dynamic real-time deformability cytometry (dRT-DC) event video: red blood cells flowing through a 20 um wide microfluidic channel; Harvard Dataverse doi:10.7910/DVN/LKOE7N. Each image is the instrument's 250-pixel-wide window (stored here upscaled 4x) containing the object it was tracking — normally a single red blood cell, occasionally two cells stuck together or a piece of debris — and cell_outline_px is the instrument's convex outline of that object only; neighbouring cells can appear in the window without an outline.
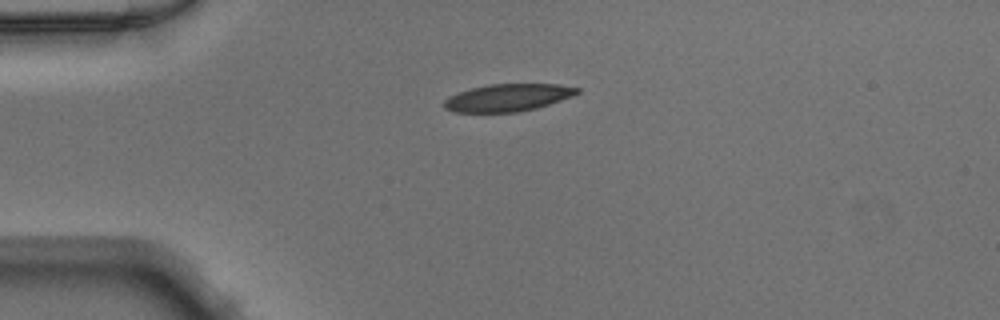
{"species": "Egyptian fruit bat (a non-hibernating species)", "species_latin": "Rousettus aegyptiacus", "temperature_condition": "warm", "stored_images_in_passage": 34, "camera_frame_rate_fps": 3000, "um_per_image_px": 0.085, "animal": {"sex": "male"}, "frame": {"image": 1, "passage_image": 1, "time_ms": 0.0, "image_size_px": [1000, 320], "cell_outline_px": [[580, 92], [572, 96], [536, 108], [516, 112], [456, 112], [444, 108], [444, 100], [448, 96], [472, 88], [488, 84], [560, 84], [580, 88]], "centroid_in_image_um": [43.17, 8.29], "position_along_channel_um": 41.8, "area_um2": 21.1}}
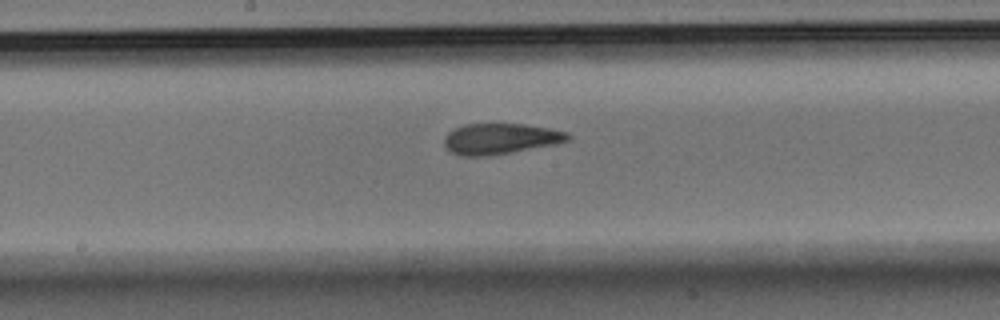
{"frame": {"image": 2, "passage_image": 15, "time_ms": 4.667, "image_size_px": [1000, 320], "cell_outline_px": [[572, 140], [556, 144], [488, 156], [460, 156], [444, 148], [444, 136], [448, 132], [464, 124], [524, 124], [548, 128], [568, 132], [572, 136]], "centroid_in_image_um": [42.54, 11.8], "position_along_channel_um": 205.7, "area_um2": 22.31}}
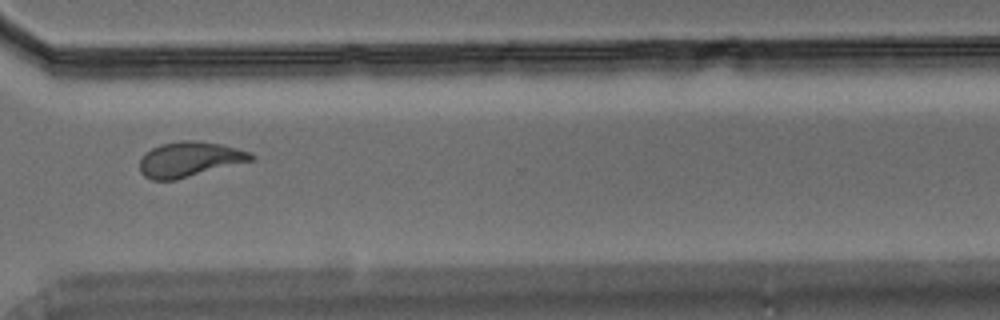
{"frame": {"image": 3, "passage_image": 26, "time_ms": 8.333, "image_size_px": [1000, 320], "cell_outline_px": [[256, 156], [252, 160], [176, 180], [152, 180], [144, 176], [140, 172], [140, 160], [144, 152], [160, 144], [180, 140], [196, 140], [220, 144], [252, 152]], "centroid_in_image_um": [16.08, 13.53], "position_along_channel_um": 354.5, "area_um2": 22.83}}